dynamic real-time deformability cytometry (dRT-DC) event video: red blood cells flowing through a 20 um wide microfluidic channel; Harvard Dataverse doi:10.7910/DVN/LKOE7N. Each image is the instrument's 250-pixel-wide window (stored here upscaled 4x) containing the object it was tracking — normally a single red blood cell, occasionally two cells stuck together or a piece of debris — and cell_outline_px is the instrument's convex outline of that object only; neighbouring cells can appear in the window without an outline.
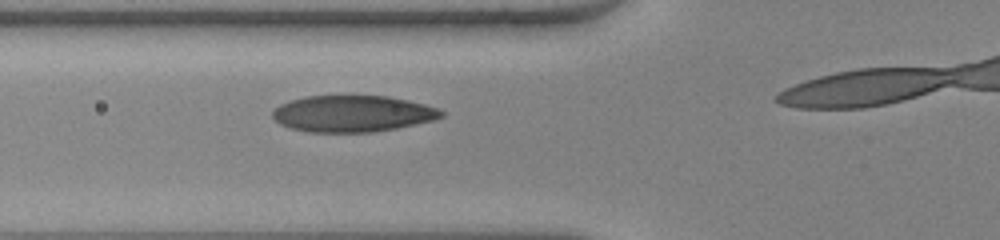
{"species": "human", "species_latin": "Homo sapiens", "temperature_condition": "warm", "stored_images_in_passage": 32, "camera_frame_rate_fps": 3000, "um_per_image_px": 0.085, "donor": {"sex": "female"}, "frame": {"image": 1, "passage_image": 8, "time_ms": 2.333, "image_size_px": [1000, 240], "cell_outline_px": [[444, 116], [432, 120], [416, 124], [396, 128], [372, 132], [308, 132], [288, 128], [280, 124], [272, 116], [272, 112], [280, 104], [292, 100], [308, 96], [388, 96], [408, 100], [440, 108], [444, 112]], "centroid_in_image_um": [29.98, 9.66], "position_along_channel_um": 95.8, "area_um2": 35.84}}
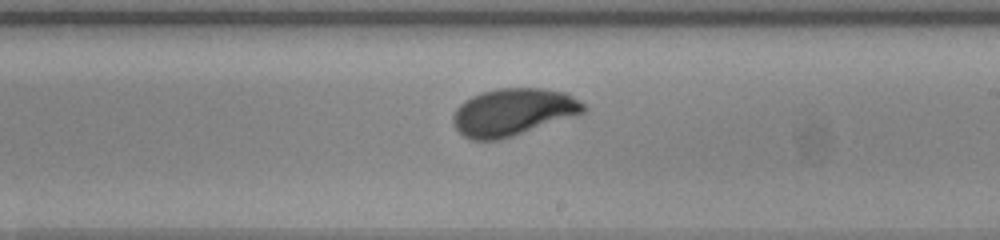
{"frame": {"image": 2, "passage_image": 19, "time_ms": 6.0, "image_size_px": [1000, 240], "cell_outline_px": [[588, 108], [584, 112], [576, 116], [500, 140], [472, 140], [464, 136], [452, 124], [452, 116], [456, 108], [464, 100], [480, 92], [500, 88], [544, 88], [568, 92], [580, 100]], "centroid_in_image_um": [43.63, 9.52], "position_along_channel_um": 245.4, "area_um2": 36.36}}
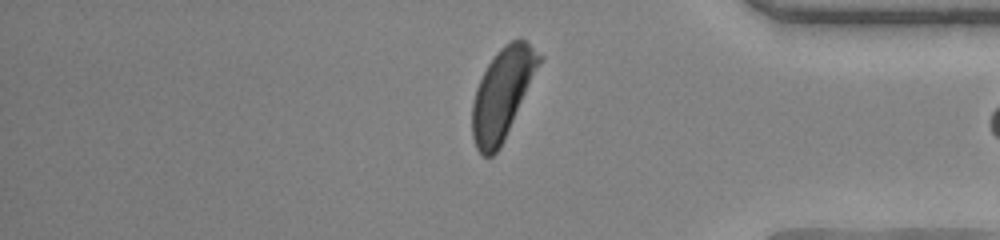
{"frame": {"image": 3, "passage_image": 31, "time_ms": 10.0, "image_size_px": [1000, 240], "cell_outline_px": [[544, 56], [504, 140], [500, 148], [492, 156], [484, 156], [476, 148], [472, 136], [472, 104], [476, 88], [488, 64], [496, 52], [504, 44], [512, 40], [524, 40]], "centroid_in_image_um": [42.7, 7.96], "position_along_channel_um": 392.5, "area_um2": 34.85}}